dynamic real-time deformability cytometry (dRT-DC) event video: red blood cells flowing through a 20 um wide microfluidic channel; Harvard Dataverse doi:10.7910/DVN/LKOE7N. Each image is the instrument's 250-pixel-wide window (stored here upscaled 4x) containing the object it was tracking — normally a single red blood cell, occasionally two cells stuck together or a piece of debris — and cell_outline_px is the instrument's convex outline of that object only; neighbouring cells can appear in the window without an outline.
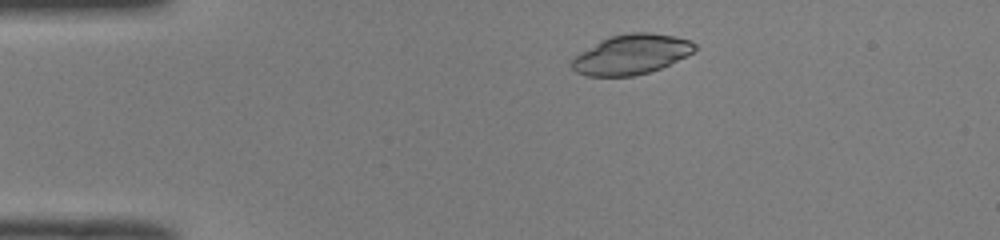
{"species": "common noctule bat (a hibernating species)", "species_latin": "Nyctalus noctula", "temperature_condition": "room temperature", "stored_images_in_passage": 44, "camera_frame_rate_fps": 3000, "um_per_image_px": 0.085, "animal": {"sex": "male", "body_mass_g": 19.0, "forearm_length_mm": 50.8}, "frame": {"image": 1, "passage_image": 3, "time_ms": 0.667, "image_size_px": [1000, 240], "cell_outline_px": [[696, 48], [692, 52], [660, 68], [636, 76], [584, 76], [576, 72], [572, 68], [572, 56], [600, 40], [608, 36], [628, 32], [652, 32], [676, 36], [692, 40], [696, 44]], "centroid_in_image_um": [53.62, 4.61], "position_along_channel_um": 31.4, "area_um2": 28.78}}
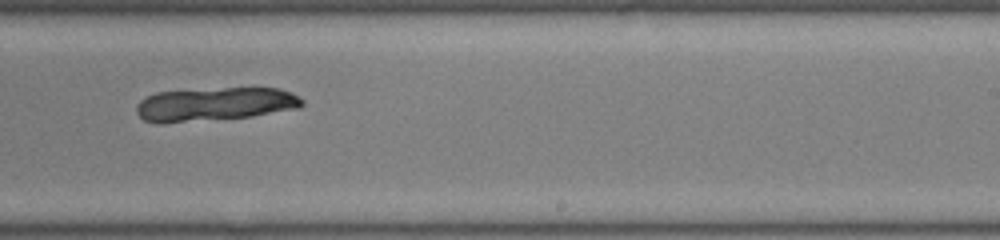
{"frame": {"image": 2, "passage_image": 25, "time_ms": 8.0, "image_size_px": [1000, 240], "cell_outline_px": [[304, 104], [300, 108], [252, 116], [164, 124], [156, 124], [144, 120], [136, 112], [136, 104], [140, 100], [156, 92], [224, 88], [280, 88], [292, 92], [304, 100]], "centroid_in_image_um": [18.26, 8.86], "position_along_channel_um": 270.7, "area_um2": 32.66}}
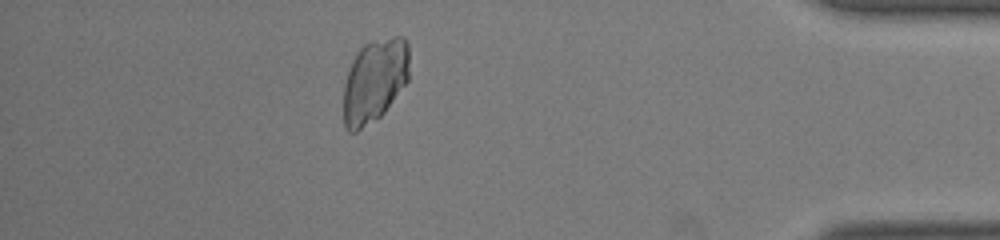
{"frame": {"image": 3, "passage_image": 38, "time_ms": 12.333, "image_size_px": [1000, 240], "cell_outline_px": [[408, 80], [384, 112], [380, 116], [356, 132], [348, 132], [344, 128], [344, 84], [348, 68], [356, 52], [364, 44], [372, 40], [392, 36], [404, 36], [408, 44]], "centroid_in_image_um": [31.82, 6.83], "position_along_channel_um": 403.4, "area_um2": 32.19}}